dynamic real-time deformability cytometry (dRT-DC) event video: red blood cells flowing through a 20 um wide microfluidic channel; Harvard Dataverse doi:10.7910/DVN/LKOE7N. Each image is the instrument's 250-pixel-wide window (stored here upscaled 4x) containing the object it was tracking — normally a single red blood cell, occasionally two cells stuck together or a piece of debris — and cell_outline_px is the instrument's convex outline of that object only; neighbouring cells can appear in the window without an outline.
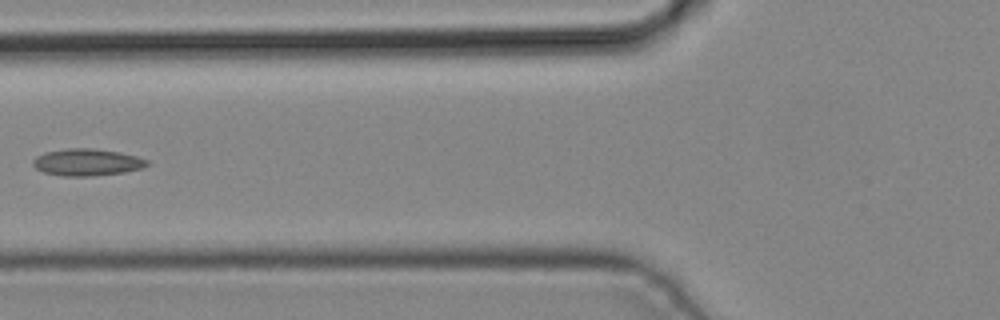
{"species": "common noctule bat (a hibernating species)", "species_latin": "Nyctalus noctula", "temperature_condition": "cold", "stored_images_in_passage": 2, "camera_frame_rate_fps": 3000, "um_per_image_px": 0.085, "animal": {"sex": "male", "body_mass_g": 19.2, "forearm_length_mm": 51.8}, "frame": {"image": 1, "passage_image": 2, "time_ms": 0.333, "image_size_px": [1000, 320], "cell_outline_px": [[148, 164], [144, 168], [124, 172], [92, 176], [64, 176], [44, 172], [36, 168], [32, 164], [32, 160], [36, 156], [44, 152], [68, 148], [92, 148], [120, 152], [136, 156], [148, 160]], "centroid_in_image_um": [7.39, 13.79], "position_along_channel_um": 118.4, "area_um2": 17.98}}